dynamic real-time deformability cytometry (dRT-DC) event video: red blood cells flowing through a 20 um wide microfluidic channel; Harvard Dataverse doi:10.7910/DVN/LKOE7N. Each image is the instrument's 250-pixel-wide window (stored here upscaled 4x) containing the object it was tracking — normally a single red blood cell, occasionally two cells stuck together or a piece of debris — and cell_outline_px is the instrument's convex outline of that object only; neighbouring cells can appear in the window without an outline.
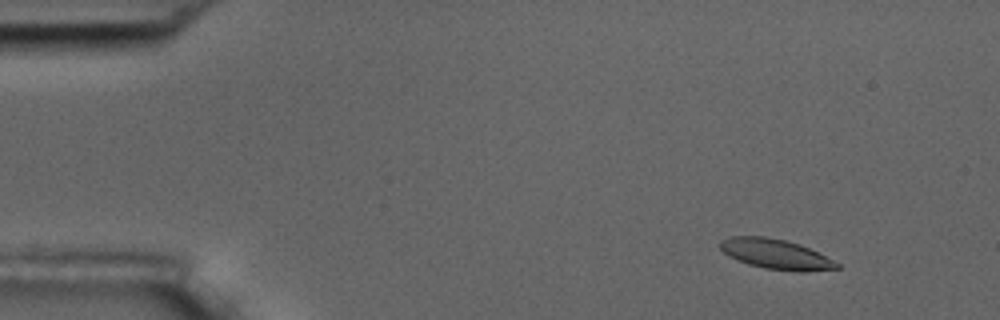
{"species": "common noctule bat (a hibernating species)", "species_latin": "Nyctalus noctula", "temperature_condition": "room temperature", "stored_images_in_passage": 9, "camera_frame_rate_fps": 3000, "um_per_image_px": 0.085, "animal": {"sex": "male", "body_mass_g": 17.5, "forearm_length_mm": 52.3}, "frame": {"image": 1, "passage_image": 2, "time_ms": 1.333, "image_size_px": [1000, 320], "cell_outline_px": [[840, 268], [804, 272], [796, 272], [764, 268], [748, 264], [728, 256], [720, 248], [720, 240], [732, 236], [764, 236], [784, 240], [800, 244], [840, 264]], "centroid_in_image_um": [65.92, 21.61], "position_along_channel_um": 19.1, "area_um2": 20.29}}
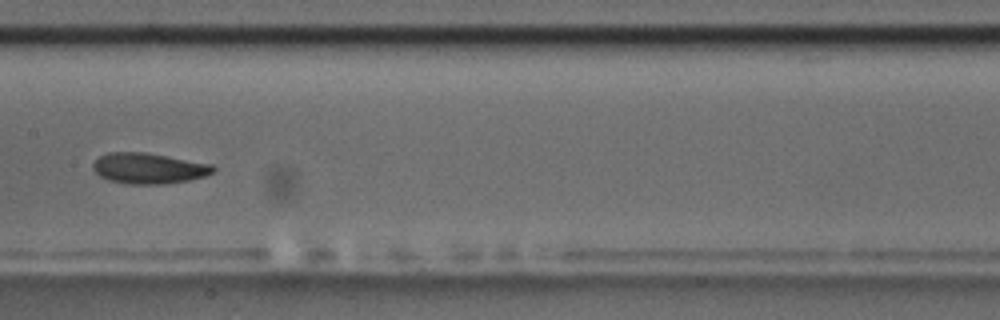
{"frame": {"image": 2, "passage_image": 8, "time_ms": 9.0, "image_size_px": [1000, 320], "cell_outline_px": [[216, 168], [212, 172], [204, 176], [188, 180], [168, 184], [128, 184], [108, 180], [100, 176], [92, 168], [92, 164], [100, 156], [108, 152], [144, 152], [212, 164]], "centroid_in_image_um": [12.62, 14.31], "position_along_channel_um": 194.8, "area_um2": 21.44}}
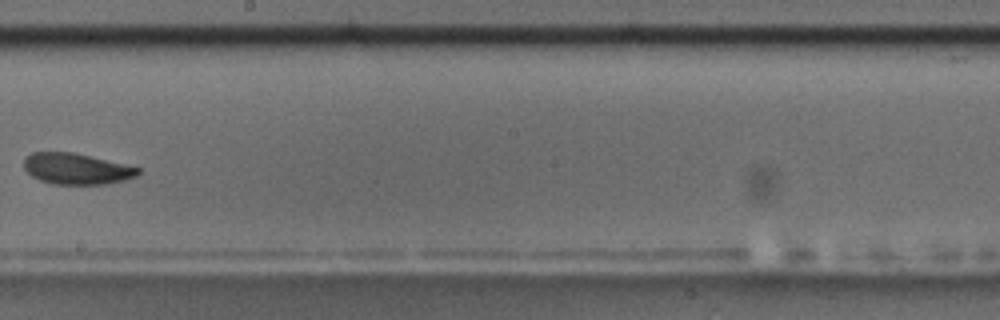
{"frame": {"image": 3, "passage_image": 9, "time_ms": 10.333, "image_size_px": [1000, 320], "cell_outline_px": [[140, 172], [136, 176], [124, 180], [104, 184], [52, 184], [40, 180], [32, 176], [24, 168], [24, 156], [32, 152], [72, 152], [124, 164], [140, 168]], "centroid_in_image_um": [6.46, 14.34], "position_along_channel_um": 241.7, "area_um2": 20.52}}